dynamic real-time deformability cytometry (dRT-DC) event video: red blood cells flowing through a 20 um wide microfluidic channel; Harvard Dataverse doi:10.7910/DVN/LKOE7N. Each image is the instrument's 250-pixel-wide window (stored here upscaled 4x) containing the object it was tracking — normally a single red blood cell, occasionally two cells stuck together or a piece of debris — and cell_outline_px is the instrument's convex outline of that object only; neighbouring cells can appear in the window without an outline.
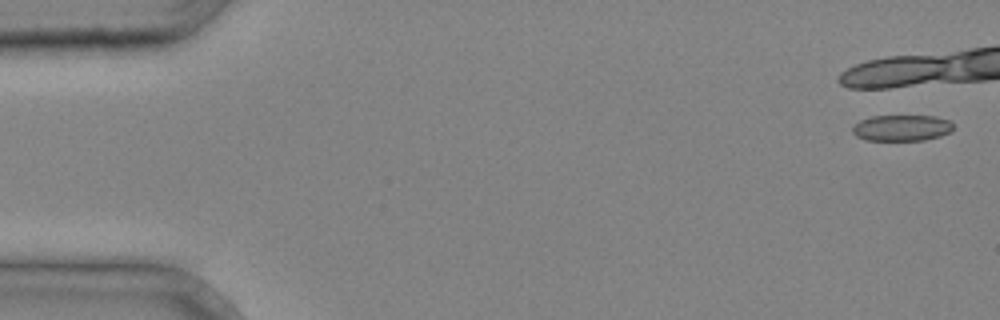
{"species": "common noctule bat (a hibernating species)", "species_latin": "Nyctalus noctula", "temperature_condition": "cold", "stored_images_in_passage": 4, "camera_frame_rate_fps": 3000, "um_per_image_px": 0.085, "animal": {"sex": "male", "body_mass_g": 20.4}, "frame": {"image": 1, "passage_image": 1, "time_ms": 0.0, "image_size_px": [1000, 320], "cell_outline_px": [[952, 132], [940, 136], [924, 140], [864, 140], [856, 136], [852, 132], [852, 128], [860, 120], [872, 116], [936, 116], [948, 120], [952, 124]], "centroid_in_image_um": [76.64, 10.87], "position_along_channel_um": 8.4, "area_um2": 15.32}}